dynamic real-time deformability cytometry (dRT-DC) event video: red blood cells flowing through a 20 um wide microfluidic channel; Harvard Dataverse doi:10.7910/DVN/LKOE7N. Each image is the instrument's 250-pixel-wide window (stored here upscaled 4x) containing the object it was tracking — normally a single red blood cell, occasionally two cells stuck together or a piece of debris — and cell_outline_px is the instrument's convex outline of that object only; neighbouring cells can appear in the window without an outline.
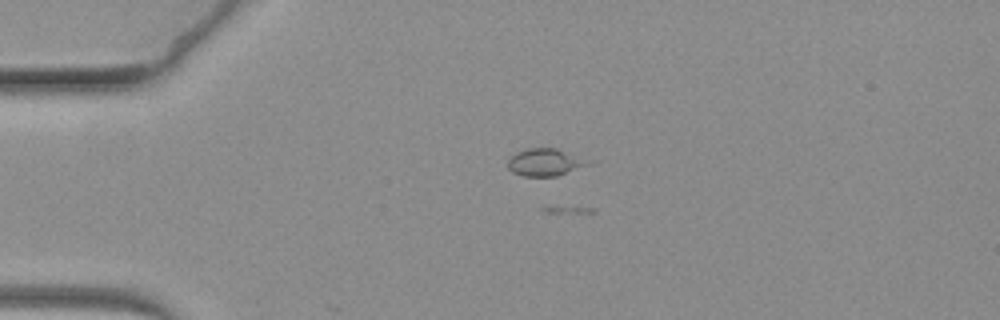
{"species": "common noctule bat (a hibernating species)", "species_latin": "Nyctalus noctula", "temperature_condition": "warm", "stored_images_in_passage": 26, "camera_frame_rate_fps": 3000, "um_per_image_px": 0.085, "animal": {"sex": "female", "body_mass_g": 19.3, "forearm_length_mm": 54.1}, "frame": {"image": 1, "passage_image": 17, "time_ms": 5.333, "image_size_px": [1000, 320], "cell_outline_px": [[588, 164], [556, 176], [524, 176], [512, 172], [508, 168], [508, 160], [516, 152], [528, 148], [556, 148], [588, 160]], "centroid_in_image_um": [46.26, 13.79], "position_along_channel_um": 38.7, "area_um2": 12.43}}